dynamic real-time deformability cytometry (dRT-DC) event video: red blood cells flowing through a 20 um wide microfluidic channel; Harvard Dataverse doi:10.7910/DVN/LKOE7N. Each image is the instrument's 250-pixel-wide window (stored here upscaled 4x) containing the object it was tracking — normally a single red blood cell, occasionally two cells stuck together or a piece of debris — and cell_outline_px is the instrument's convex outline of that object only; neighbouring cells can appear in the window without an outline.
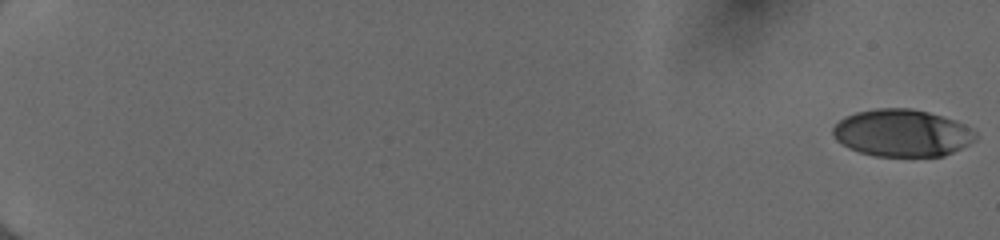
{"species": "human", "species_latin": "Homo sapiens", "temperature_condition": "cold", "stored_images_in_passage": 54, "camera_frame_rate_fps": 3000, "um_per_image_px": 0.085, "donor": {"sex": "female"}, "frame": {"image": 1, "passage_image": 1, "time_ms": 0.0, "image_size_px": [1000, 240], "cell_outline_px": [[980, 136], [976, 140], [944, 156], [876, 156], [860, 152], [848, 148], [836, 140], [832, 136], [832, 128], [844, 116], [856, 112], [876, 108], [912, 108], [928, 112], [964, 124], [972, 128]], "centroid_in_image_um": [76.67, 11.3], "position_along_channel_um": 8.3, "area_um2": 39.36}}
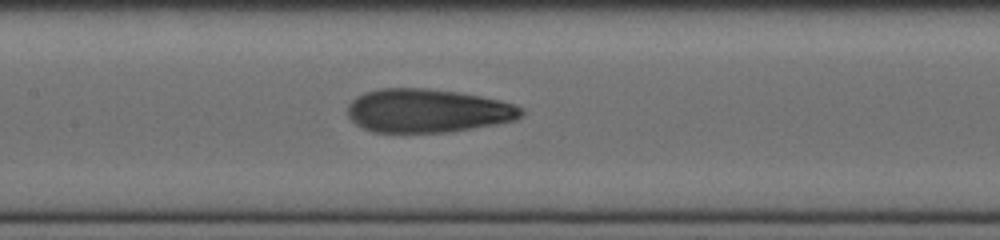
{"frame": {"image": 2, "passage_image": 30, "time_ms": 9.667, "image_size_px": [1000, 240], "cell_outline_px": [[524, 112], [516, 120], [496, 124], [448, 132], [372, 132], [356, 124], [348, 116], [348, 104], [356, 96], [364, 92], [380, 88], [428, 88], [460, 92], [500, 100], [516, 104], [524, 108]], "centroid_in_image_um": [36.35, 9.4], "position_along_channel_um": 171.0, "area_um2": 44.33}}
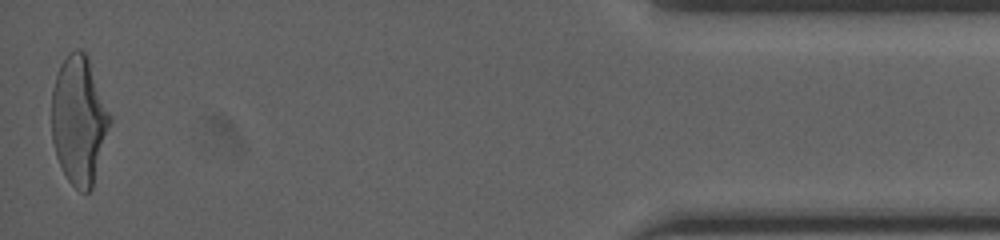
{"frame": {"image": 3, "passage_image": 54, "time_ms": 17.667, "image_size_px": [1000, 240], "cell_outline_px": [[112, 120], [92, 188], [88, 192], [80, 192], [68, 180], [56, 156], [52, 140], [52, 88], [60, 64], [68, 52], [80, 48], [88, 56], [112, 116]], "centroid_in_image_um": [6.72, 10.19], "position_along_channel_um": 428.5, "area_um2": 43.81}, "authors_computed_cell_mechanics": {"area_um2": 42.4252, "velocity_mm_per_s": 4.0412, "shape_relaxation_time_tau1_ms": 4.9788, "shape_relaxation_time_tau2_ms": 1.2873, "deformation_change_tau1": 0.2011, "deformation_change_tau2": 0.0928}}